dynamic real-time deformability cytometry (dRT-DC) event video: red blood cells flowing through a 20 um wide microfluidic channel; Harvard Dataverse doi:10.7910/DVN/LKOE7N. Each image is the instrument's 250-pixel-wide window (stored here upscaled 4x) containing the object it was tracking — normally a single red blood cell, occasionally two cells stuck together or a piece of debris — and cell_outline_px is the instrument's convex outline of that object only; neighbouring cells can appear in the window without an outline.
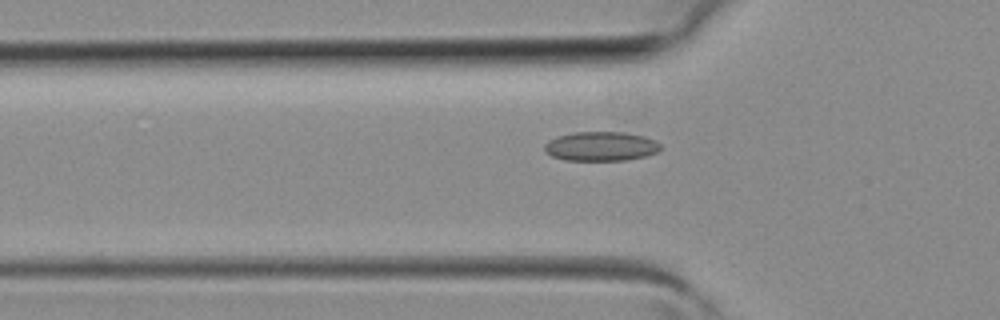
{"species": "common noctule bat (a hibernating species)", "species_latin": "Nyctalus noctula", "temperature_condition": "room temperature", "stored_images_in_passage": 33, "camera_frame_rate_fps": 3000, "um_per_image_px": 0.085, "animal": {"sex": "female", "body_mass_g": 19.3, "forearm_length_mm": 54.1}, "frame": {"image": 1, "passage_image": 7, "time_ms": 2.0, "image_size_px": [1000, 320], "cell_outline_px": [[660, 148], [656, 152], [644, 156], [624, 160], [564, 160], [552, 156], [544, 152], [544, 144], [548, 140], [556, 136], [572, 132], [624, 132], [644, 136], [656, 140], [660, 144]], "centroid_in_image_um": [51.03, 12.42], "position_along_channel_um": 74.8, "area_um2": 19.88}}
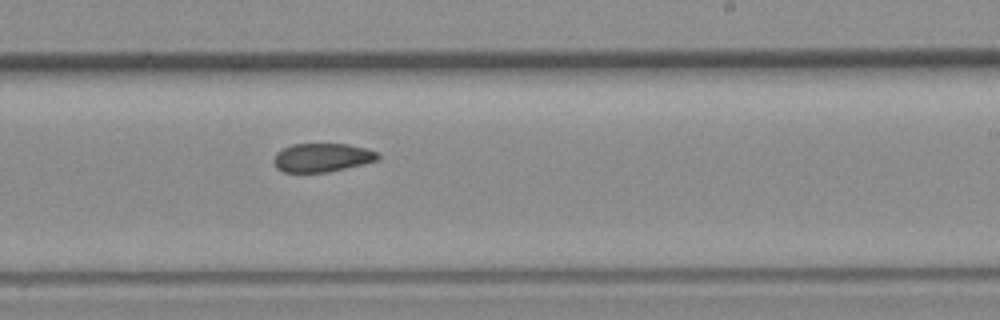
{"frame": {"image": 2, "passage_image": 18, "time_ms": 5.667, "image_size_px": [1000, 320], "cell_outline_px": [[380, 160], [364, 164], [328, 172], [284, 172], [276, 168], [272, 160], [276, 152], [292, 144], [348, 144], [368, 148], [380, 152]], "centroid_in_image_um": [27.42, 13.39], "position_along_channel_um": 261.6, "area_um2": 17.69}}
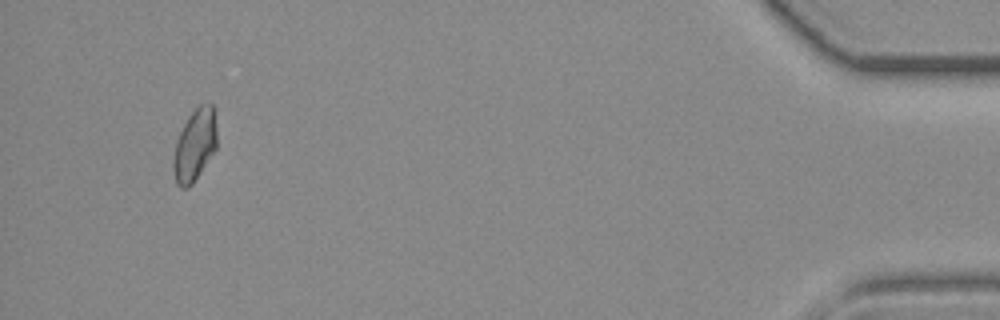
{"frame": {"image": 3, "passage_image": 32, "time_ms": 10.333, "image_size_px": [1000, 320], "cell_outline_px": [[216, 148], [192, 184], [188, 188], [180, 188], [176, 184], [172, 168], [172, 160], [176, 140], [188, 116], [200, 104], [212, 104], [216, 108]], "centroid_in_image_um": [16.54, 12.32], "position_along_channel_um": 418.7, "area_um2": 18.44}}